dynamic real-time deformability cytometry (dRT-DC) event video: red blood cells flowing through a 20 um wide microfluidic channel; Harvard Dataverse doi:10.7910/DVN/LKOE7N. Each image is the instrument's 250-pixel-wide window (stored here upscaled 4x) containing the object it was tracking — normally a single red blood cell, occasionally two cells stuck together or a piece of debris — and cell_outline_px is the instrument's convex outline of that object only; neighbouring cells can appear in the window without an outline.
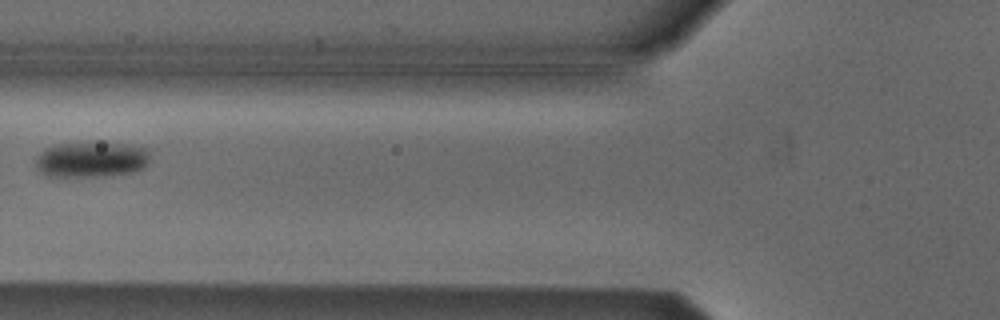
{"species": "Egyptian fruit bat (a non-hibernating species)", "species_latin": "Rousettus aegyptiacus", "temperature_condition": "cold", "stored_images_in_passage": 6, "camera_frame_rate_fps": 3000, "um_per_image_px": 0.085, "animal": {"sex": "male"}, "frame": {"image": 1, "passage_image": 6, "time_ms": 1.667, "image_size_px": [1000, 320], "cell_outline_px": [[152, 156], [148, 164], [144, 168], [132, 172], [100, 176], [48, 176], [40, 172], [36, 168], [36, 156], [44, 148], [56, 144], [88, 140], [104, 140], [128, 144], [144, 148]], "centroid_in_image_um": [7.77, 13.5], "position_along_channel_um": 118.0, "area_um2": 24.74}}